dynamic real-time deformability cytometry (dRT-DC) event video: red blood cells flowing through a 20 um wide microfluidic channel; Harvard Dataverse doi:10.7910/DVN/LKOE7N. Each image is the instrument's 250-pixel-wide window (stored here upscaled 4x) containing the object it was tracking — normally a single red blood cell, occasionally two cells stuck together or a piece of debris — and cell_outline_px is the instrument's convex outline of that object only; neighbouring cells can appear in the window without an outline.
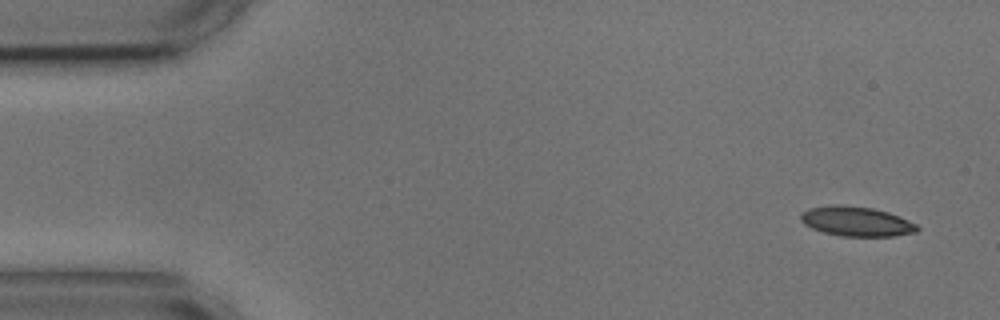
{"species": "common noctule bat (a hibernating species)", "species_latin": "Nyctalus noctula", "temperature_condition": "cold", "stored_images_in_passage": 8, "camera_frame_rate_fps": 3000, "um_per_image_px": 0.085, "animal": {"sex": "male", "body_mass_g": 17.9, "forearm_length_mm": 54.2}, "frame": {"image": 1, "passage_image": 1, "time_ms": 0.0, "image_size_px": [1000, 320], "cell_outline_px": [[920, 228], [916, 232], [892, 236], [840, 236], [824, 232], [812, 228], [804, 224], [800, 220], [800, 216], [808, 208], [832, 204], [840, 204], [872, 208], [888, 212], [908, 220], [916, 224]], "centroid_in_image_um": [72.78, 18.81], "position_along_channel_um": 12.2, "area_um2": 20.11}}